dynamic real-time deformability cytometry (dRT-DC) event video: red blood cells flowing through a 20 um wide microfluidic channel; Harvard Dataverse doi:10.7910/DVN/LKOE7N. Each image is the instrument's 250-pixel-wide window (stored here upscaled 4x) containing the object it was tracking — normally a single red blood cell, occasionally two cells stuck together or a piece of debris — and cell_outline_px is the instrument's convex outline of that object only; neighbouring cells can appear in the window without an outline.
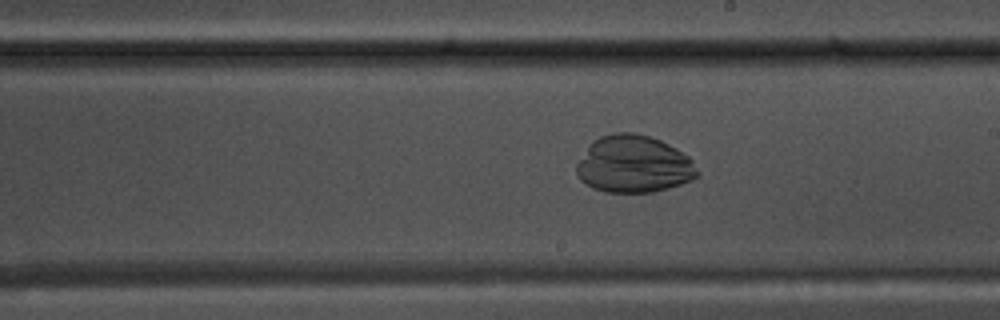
{"species": "common noctule bat (a hibernating species)", "species_latin": "Nyctalus noctula", "temperature_condition": "warm", "stored_images_in_passage": 39, "camera_frame_rate_fps": 3000, "um_per_image_px": 0.085, "animal": {"sex": "male", "body_mass_g": 17.5, "forearm_length_mm": 52.3}, "frame": {"image": 1, "passage_image": 15, "time_ms": 4.667, "image_size_px": [1000, 320], "cell_outline_px": [[700, 176], [692, 180], [668, 188], [652, 192], [604, 192], [592, 188], [580, 180], [576, 176], [576, 164], [592, 140], [600, 136], [616, 132], [632, 132], [648, 136], [660, 140], [676, 148], [688, 156], [692, 160], [700, 172]], "centroid_in_image_um": [53.86, 13.96], "position_along_channel_um": 235.1, "area_um2": 40.58}}
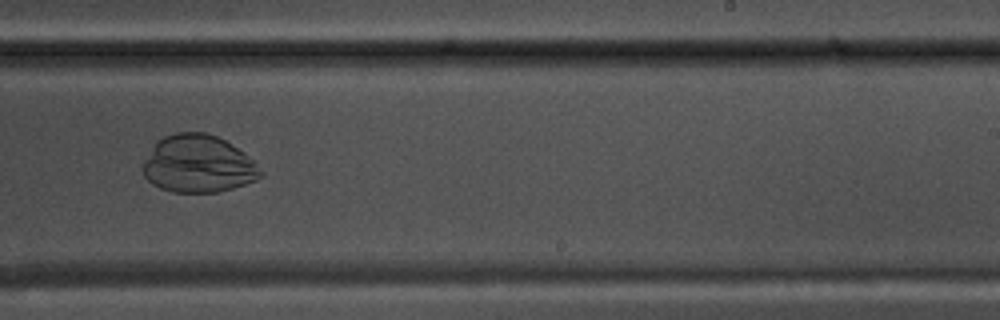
{"frame": {"image": 2, "passage_image": 18, "time_ms": 5.667, "image_size_px": [1000, 320], "cell_outline_px": [[264, 176], [256, 180], [220, 192], [172, 192], [160, 188], [152, 184], [144, 176], [144, 160], [152, 148], [164, 136], [176, 132], [208, 132], [224, 140], [248, 156], [264, 172]], "centroid_in_image_um": [16.86, 13.95], "position_along_channel_um": 272.1, "area_um2": 39.19}}